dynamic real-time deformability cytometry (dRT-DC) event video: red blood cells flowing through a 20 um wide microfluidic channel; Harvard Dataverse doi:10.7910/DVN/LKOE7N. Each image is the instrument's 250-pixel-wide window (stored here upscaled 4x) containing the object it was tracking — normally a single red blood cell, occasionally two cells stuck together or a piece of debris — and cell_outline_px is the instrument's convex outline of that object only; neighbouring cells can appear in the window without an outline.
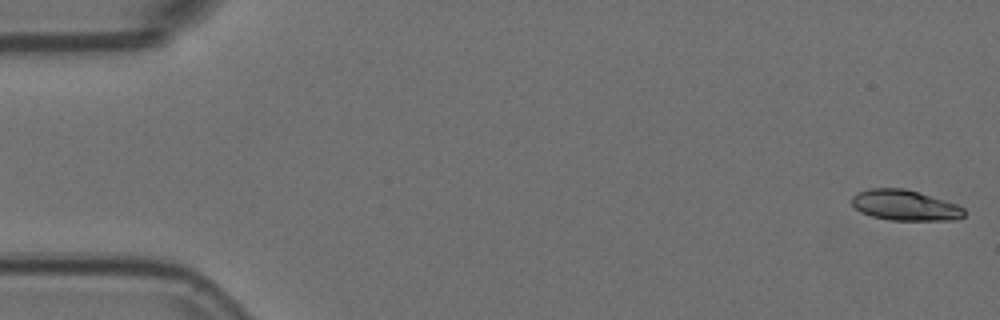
{"species": "Egyptian fruit bat (a non-hibernating species)", "species_latin": "Rousettus aegyptiacus", "temperature_condition": "room temperature", "stored_images_in_passage": 15, "camera_frame_rate_fps": 3000, "um_per_image_px": 0.085, "animal": {"sex": "female"}, "frame": {"image": 1, "passage_image": 1, "time_ms": 0.0, "image_size_px": [1000, 320], "cell_outline_px": [[964, 216], [956, 220], [888, 220], [872, 216], [860, 212], [852, 204], [852, 196], [868, 188], [904, 188], [944, 200], [956, 204], [964, 208]], "centroid_in_image_um": [76.92, 17.45], "position_along_channel_um": 8.1, "area_um2": 19.88}}
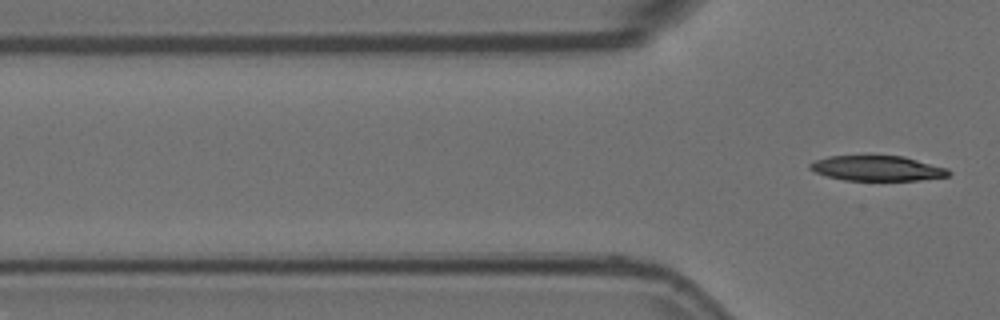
{"frame": {"image": 2, "passage_image": 15, "time_ms": 4.667, "image_size_px": [1000, 320], "cell_outline_px": [[952, 172], [948, 176], [920, 180], [844, 180], [828, 176], [816, 172], [808, 168], [808, 164], [816, 160], [828, 156], [904, 156], [948, 168]], "centroid_in_image_um": [74.59, 14.3], "position_along_channel_um": 51.2, "area_um2": 20.23}}